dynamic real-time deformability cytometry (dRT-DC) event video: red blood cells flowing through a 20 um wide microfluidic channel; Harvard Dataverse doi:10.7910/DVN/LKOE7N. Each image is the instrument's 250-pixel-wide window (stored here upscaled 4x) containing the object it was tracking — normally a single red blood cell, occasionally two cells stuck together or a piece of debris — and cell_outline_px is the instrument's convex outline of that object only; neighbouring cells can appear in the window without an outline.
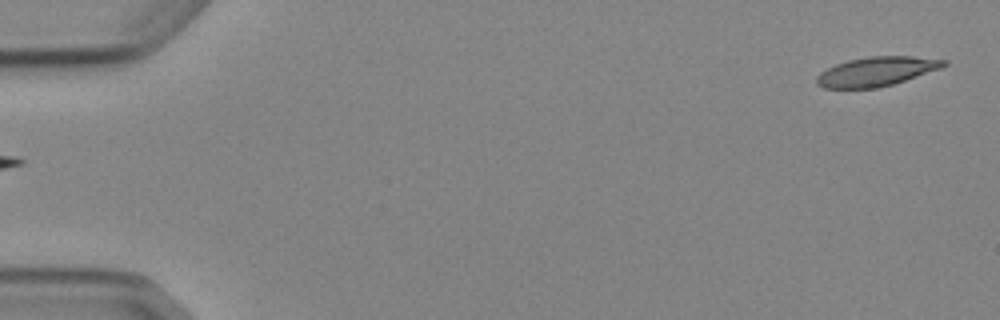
{"species": "Egyptian fruit bat (a non-hibernating species)", "species_latin": "Rousettus aegyptiacus", "temperature_condition": "cold", "stored_images_in_passage": 4, "segment_of_instrument_passage": [2, 2], "camera_frame_rate_fps": 3000, "um_per_image_px": 0.085, "animal": {"sex": "female"}, "frame": {"image": 1, "passage_image": 4, "time_ms": 3.667, "image_size_px": [1000, 320], "cell_outline_px": [[948, 64], [940, 68], [892, 84], [876, 88], [824, 88], [816, 84], [816, 76], [820, 72], [836, 64], [848, 60], [868, 56], [912, 56], [948, 60]], "centroid_in_image_um": [74.47, 6.07], "position_along_channel_um": 10.5, "area_um2": 21.5}}